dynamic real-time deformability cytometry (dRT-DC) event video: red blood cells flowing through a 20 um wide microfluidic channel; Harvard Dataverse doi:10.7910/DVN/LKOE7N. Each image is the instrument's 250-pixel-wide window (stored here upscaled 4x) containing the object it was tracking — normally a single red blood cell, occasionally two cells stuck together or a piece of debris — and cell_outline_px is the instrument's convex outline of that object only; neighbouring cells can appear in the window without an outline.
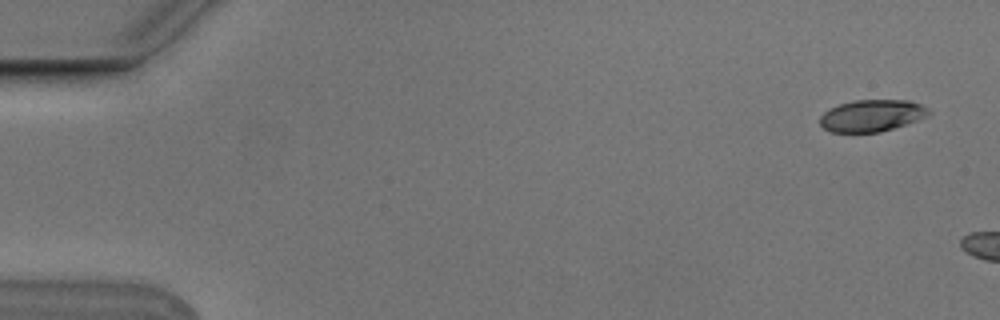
{"species": "Egyptian fruit bat (a non-hibernating species)", "species_latin": "Rousettus aegyptiacus", "temperature_condition": "cold", "stored_images_in_passage": 5, "camera_frame_rate_fps": 3000, "um_per_image_px": 0.085, "animal": {"sex": "male"}, "frame": {"image": 1, "passage_image": 1, "time_ms": 0.0, "image_size_px": [1000, 320], "cell_outline_px": [[932, 112], [928, 116], [880, 132], [832, 132], [824, 128], [820, 124], [820, 116], [828, 108], [852, 100], [908, 100], [920, 104], [928, 108]], "centroid_in_image_um": [74.09, 9.81], "position_along_channel_um": 10.9, "area_um2": 20.11}}